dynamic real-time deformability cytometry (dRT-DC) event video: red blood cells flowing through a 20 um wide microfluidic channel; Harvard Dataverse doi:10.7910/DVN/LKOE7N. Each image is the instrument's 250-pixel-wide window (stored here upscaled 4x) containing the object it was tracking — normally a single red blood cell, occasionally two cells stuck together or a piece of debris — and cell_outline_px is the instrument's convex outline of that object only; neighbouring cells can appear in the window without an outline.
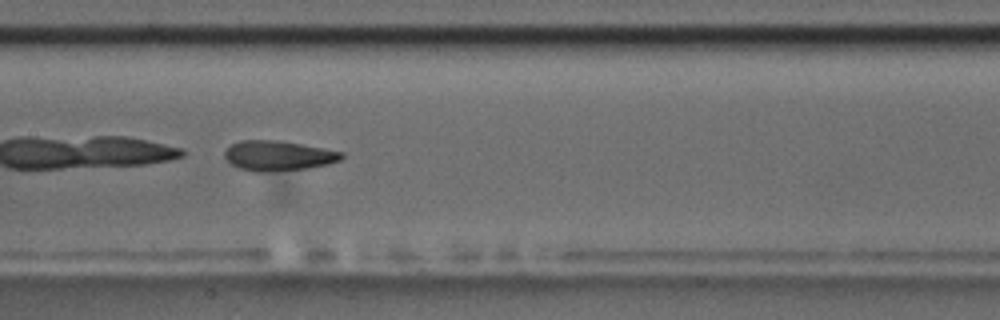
{"species": "common noctule bat (a hibernating species)", "species_latin": "Nyctalus noctula", "temperature_condition": "room temperature", "stored_images_in_passage": 53, "camera_frame_rate_fps": 3000, "um_per_image_px": 0.085, "animal": {"sex": "male", "body_mass_g": 17.5, "forearm_length_mm": 52.3}, "frame": {"image": 1, "passage_image": 27, "time_ms": 8.667, "image_size_px": [1000, 320], "cell_outline_px": [[344, 156], [340, 160], [328, 164], [308, 168], [260, 172], [256, 172], [240, 168], [232, 164], [224, 156], [224, 152], [232, 144], [240, 140], [280, 140], [324, 148], [344, 152]], "centroid_in_image_um": [23.67, 13.22], "position_along_channel_um": 183.7, "area_um2": 20.35}}
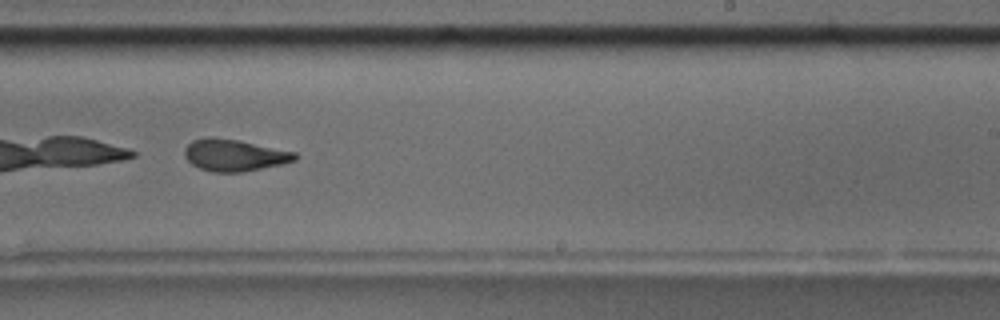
{"frame": {"image": 2, "passage_image": 34, "time_ms": 11.0, "image_size_px": [1000, 320], "cell_outline_px": [[296, 160], [280, 164], [240, 172], [212, 172], [200, 168], [192, 164], [184, 156], [184, 148], [192, 140], [208, 136], [212, 136], [240, 140], [296, 152]], "centroid_in_image_um": [19.87, 13.17], "position_along_channel_um": 269.1, "area_um2": 20.46}, "authors_computed_cell_mechanics": {"area_um2": 23.5824, "velocity_mm_per_s": 3.6718, "shape_relaxation_time_tau1_ms": 1.3841, "shape_relaxation_time_tau2_ms": 2.2518, "deformation_change_tau1": 0.2906, "deformation_change_tau2": 0.1023}}